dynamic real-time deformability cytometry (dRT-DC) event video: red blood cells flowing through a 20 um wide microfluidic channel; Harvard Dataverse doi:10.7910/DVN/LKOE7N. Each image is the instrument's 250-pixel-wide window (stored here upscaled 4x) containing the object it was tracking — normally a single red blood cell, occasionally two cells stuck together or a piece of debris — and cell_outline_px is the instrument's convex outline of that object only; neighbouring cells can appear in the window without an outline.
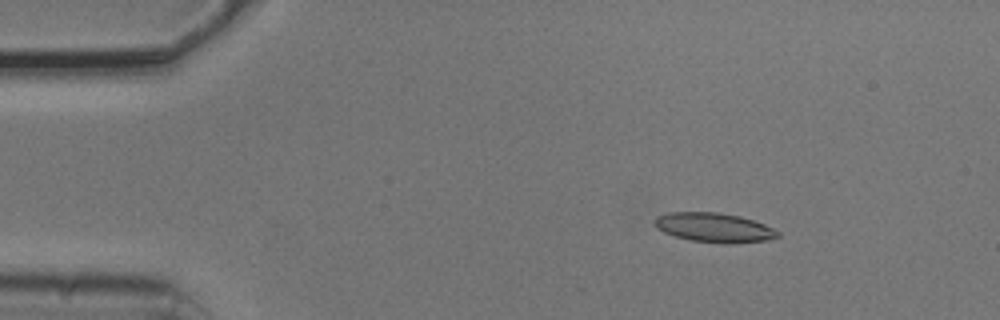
{"species": "common noctule bat (a hibernating species)", "species_latin": "Nyctalus noctula", "temperature_condition": "cold", "stored_images_in_passage": 4, "camera_frame_rate_fps": 3000, "um_per_image_px": 0.085, "animal": {"sex": "male", "body_mass_g": 20.5, "forearm_length_mm": 52.5}, "frame": {"image": 1, "passage_image": 2, "time_ms": 0.333, "image_size_px": [1000, 320], "cell_outline_px": [[780, 236], [764, 240], [728, 244], [692, 240], [676, 236], [664, 232], [656, 228], [656, 216], [668, 212], [716, 212], [740, 216], [764, 224], [780, 232]], "centroid_in_image_um": [60.7, 19.33], "position_along_channel_um": 24.3, "area_um2": 20.81}}